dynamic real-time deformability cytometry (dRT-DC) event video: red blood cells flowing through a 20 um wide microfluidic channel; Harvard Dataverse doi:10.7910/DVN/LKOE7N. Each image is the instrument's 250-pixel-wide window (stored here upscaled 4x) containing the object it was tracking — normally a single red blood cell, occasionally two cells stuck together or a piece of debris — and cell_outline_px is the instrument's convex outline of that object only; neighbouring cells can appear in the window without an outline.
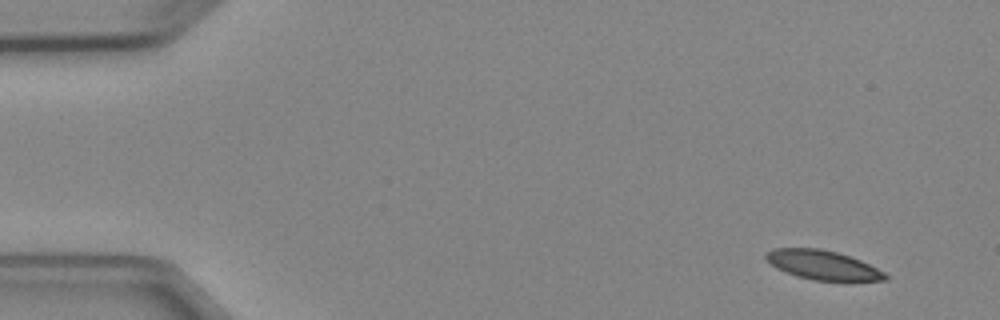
{"species": "Egyptian fruit bat (a non-hibernating species)", "species_latin": "Rousettus aegyptiacus", "temperature_condition": "cold", "stored_images_in_passage": 8, "camera_frame_rate_fps": 3000, "um_per_image_px": 0.085, "animal": {"sex": "female"}, "frame": {"image": 1, "passage_image": 1, "time_ms": 0.0, "image_size_px": [1000, 320], "cell_outline_px": [[888, 280], [812, 280], [796, 276], [776, 268], [764, 256], [764, 252], [772, 248], [820, 248], [836, 252], [860, 260], [884, 272], [888, 276]], "centroid_in_image_um": [69.88, 22.51], "position_along_channel_um": 15.1, "area_um2": 20.11}}
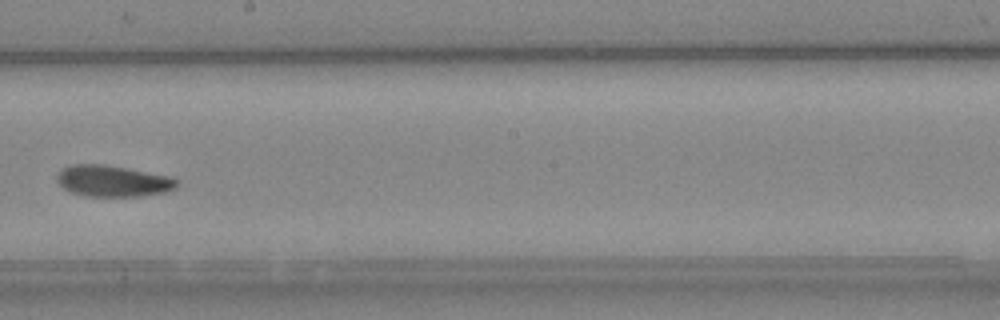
{"frame": {"image": 2, "passage_image": 8, "time_ms": 8.667, "image_size_px": [1000, 320], "cell_outline_px": [[180, 184], [176, 188], [168, 192], [140, 196], [84, 196], [72, 192], [64, 188], [56, 180], [56, 176], [64, 168], [72, 164], [104, 164], [168, 176], [180, 180]], "centroid_in_image_um": [9.63, 15.39], "position_along_channel_um": 238.6, "area_um2": 21.85}}